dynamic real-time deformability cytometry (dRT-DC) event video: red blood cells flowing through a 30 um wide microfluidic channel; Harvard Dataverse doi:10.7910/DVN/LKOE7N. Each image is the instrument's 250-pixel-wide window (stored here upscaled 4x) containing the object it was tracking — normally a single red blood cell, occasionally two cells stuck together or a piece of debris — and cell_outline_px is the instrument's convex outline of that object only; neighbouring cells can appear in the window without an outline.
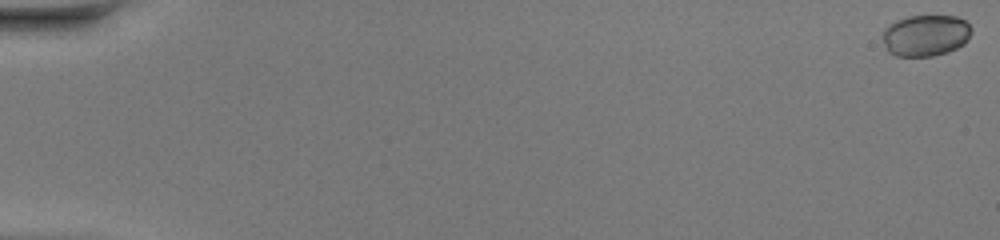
{"species": "common noctule bat (a hibernating species)", "species_latin": "Nyctalus noctula", "temperature_condition": "warm", "stored_images_in_passage": 49, "camera_frame_rate_fps": 3000, "um_per_image_px": 0.085, "animal": {"sex": "female", "body_mass_g": 20.0, "forearm_length_mm": 54.0}, "frame": {"image": 1, "passage_image": 1, "time_ms": 0.0, "image_size_px": [1000, 240], "cell_outline_px": [[972, 32], [964, 44], [948, 52], [932, 56], [896, 56], [888, 52], [884, 44], [880, 32], [888, 24], [896, 20], [908, 16], [956, 16], [964, 20], [972, 28]], "centroid_in_image_um": [78.64, 3.01], "position_along_channel_um": 6.4, "area_um2": 21.73}}
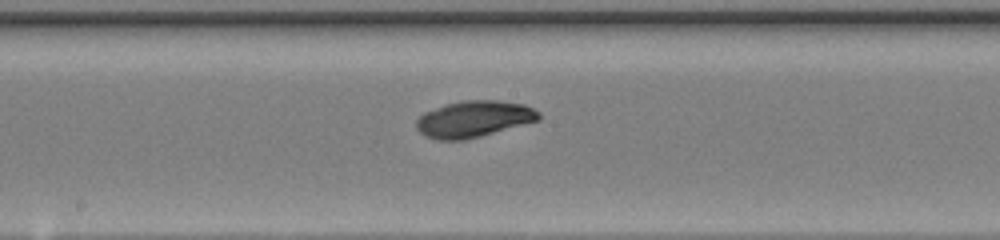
{"frame": {"image": 2, "passage_image": 28, "time_ms": 9.0, "image_size_px": [1000, 240], "cell_outline_px": [[540, 120], [480, 136], [464, 140], [436, 140], [424, 136], [416, 128], [416, 120], [424, 112], [444, 104], [464, 100], [496, 100], [524, 104], [540, 112]], "centroid_in_image_um": [40.25, 10.11], "position_along_channel_um": 207.9, "area_um2": 26.07}}
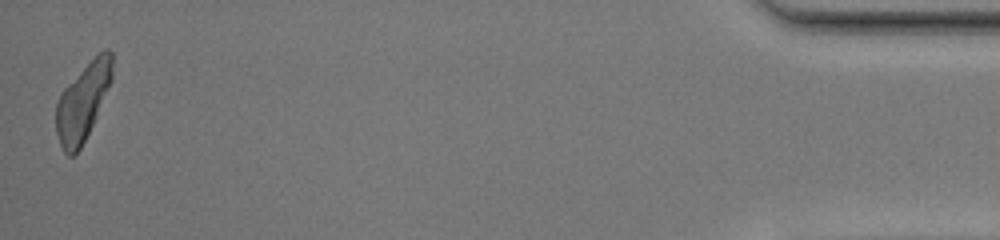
{"frame": {"image": 3, "passage_image": 49, "time_ms": 16.0, "image_size_px": [1000, 240], "cell_outline_px": [[112, 80], [96, 116], [80, 148], [72, 156], [68, 156], [64, 152], [60, 144], [56, 132], [56, 104], [64, 88], [104, 48], [108, 48], [112, 52]], "centroid_in_image_um": [7.04, 8.66], "position_along_channel_um": 428.2, "area_um2": 24.57}, "authors_computed_cell_mechanics": {"area_um2": 25.143, "velocity_mm_per_s": 4.3361, "shape_relaxation_time_tau1_ms": 1.3753, "shape_relaxation_time_tau2_ms": 4.0448, "deformation_change_tau1": 0.0463, "deformation_change_tau2": 0.0583}}